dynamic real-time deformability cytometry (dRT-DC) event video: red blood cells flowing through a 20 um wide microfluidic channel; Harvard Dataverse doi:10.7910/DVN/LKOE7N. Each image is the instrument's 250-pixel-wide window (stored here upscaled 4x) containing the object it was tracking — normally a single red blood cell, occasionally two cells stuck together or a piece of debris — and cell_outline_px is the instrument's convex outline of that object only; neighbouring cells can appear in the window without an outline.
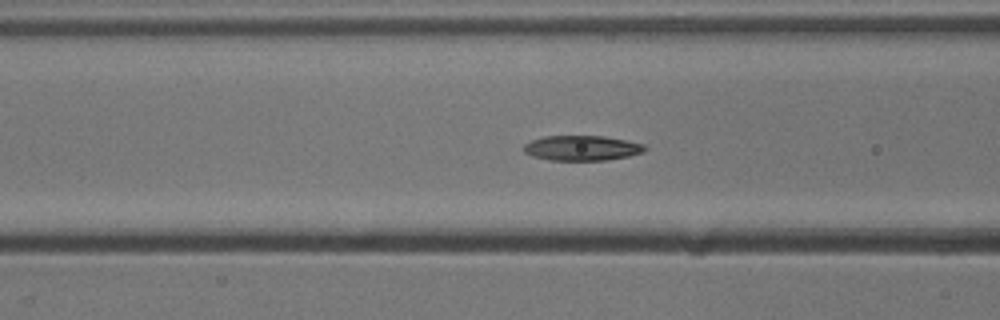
{"species": "common noctule bat (a hibernating species)", "species_latin": "Nyctalus noctula", "temperature_condition": "cold", "stored_images_in_passage": 37, "camera_frame_rate_fps": 3000, "um_per_image_px": 0.085, "animal": {"sex": "male", "body_mass_g": 13.3}, "frame": {"image": 1, "passage_image": 4, "time_ms": 1.0, "image_size_px": [1000, 320], "cell_outline_px": [[648, 148], [644, 152], [628, 156], [608, 160], [548, 160], [532, 156], [524, 152], [524, 144], [532, 140], [544, 136], [604, 136], [628, 140], [644, 144]], "centroid_in_image_um": [49.49, 12.58], "position_along_channel_um": 117.1, "area_um2": 17.8}}
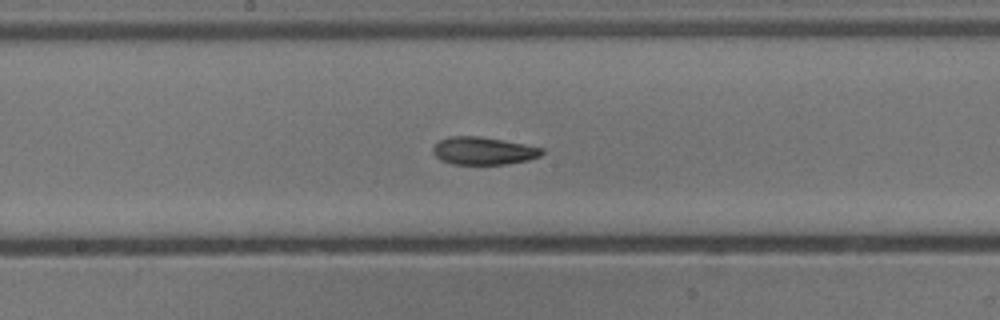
{"frame": {"image": 2, "passage_image": 11, "time_ms": 3.333, "image_size_px": [1000, 320], "cell_outline_px": [[544, 152], [540, 156], [528, 160], [508, 164], [452, 164], [440, 160], [432, 152], [432, 148], [440, 140], [448, 136], [480, 136], [504, 140], [544, 148]], "centroid_in_image_um": [41.09, 12.82], "position_along_channel_um": 207.1, "area_um2": 17.69}}
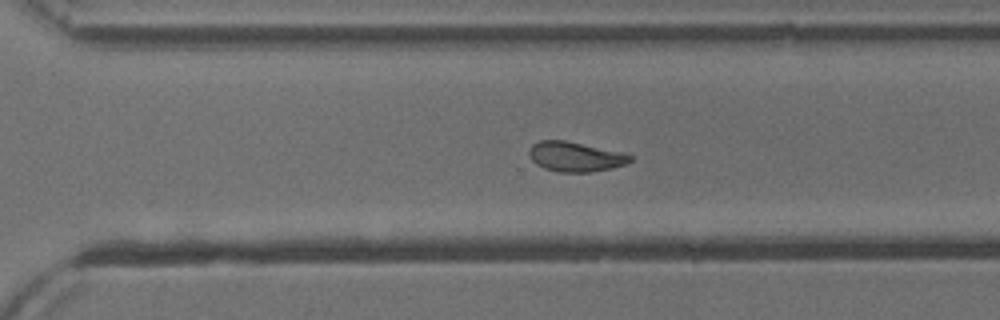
{"frame": {"image": 3, "passage_image": 20, "time_ms": 6.333, "image_size_px": [1000, 320], "cell_outline_px": [[632, 160], [624, 164], [612, 168], [588, 172], [556, 172], [544, 168], [536, 164], [528, 156], [528, 148], [532, 144], [540, 140], [564, 140], [620, 152], [632, 156]], "centroid_in_image_um": [48.83, 13.32], "position_along_channel_um": 321.8, "area_um2": 17.46}}